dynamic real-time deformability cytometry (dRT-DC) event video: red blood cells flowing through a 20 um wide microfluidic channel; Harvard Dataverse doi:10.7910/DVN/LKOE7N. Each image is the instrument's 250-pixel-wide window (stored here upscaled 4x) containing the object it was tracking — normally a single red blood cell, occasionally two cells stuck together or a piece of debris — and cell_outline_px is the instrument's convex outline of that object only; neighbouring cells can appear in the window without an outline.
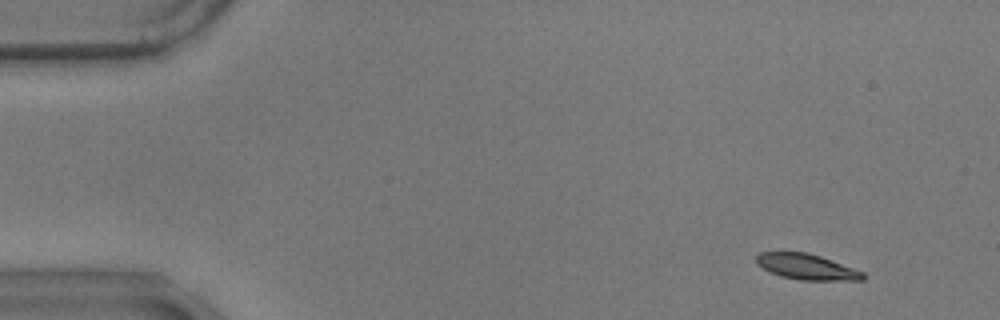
{"species": "common noctule bat (a hibernating species)", "species_latin": "Nyctalus noctula", "temperature_condition": "warm", "stored_images_in_passage": 54, "camera_frame_rate_fps": 3000, "um_per_image_px": 0.085, "animal": {"sex": "male", "body_mass_g": 17.9}, "frame": {"image": 1, "passage_image": 1, "time_ms": 0.0, "image_size_px": [1000, 320], "cell_outline_px": [[864, 280], [800, 280], [780, 276], [756, 264], [756, 256], [760, 252], [808, 252], [832, 260], [864, 272]], "centroid_in_image_um": [68.56, 22.67], "position_along_channel_um": 16.4, "area_um2": 15.84}}
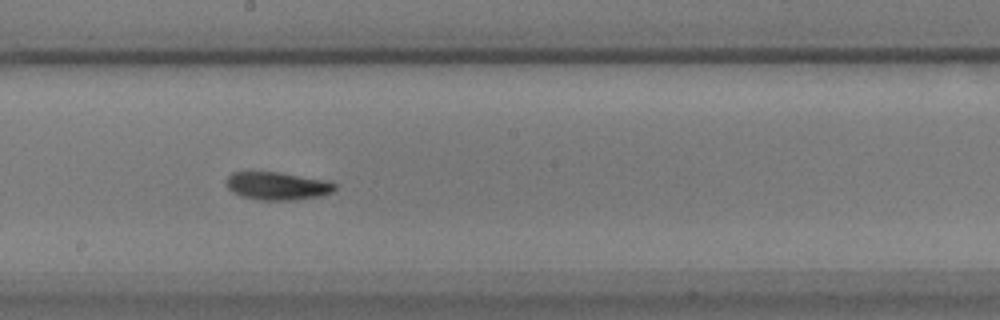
{"frame": {"image": 2, "passage_image": 28, "time_ms": 9.0, "image_size_px": [1000, 320], "cell_outline_px": [[336, 188], [332, 192], [324, 196], [292, 200], [260, 200], [240, 196], [232, 192], [228, 188], [224, 180], [232, 172], [280, 172], [328, 180], [336, 184]], "centroid_in_image_um": [23.58, 15.8], "position_along_channel_um": 224.6, "area_um2": 17.98}}
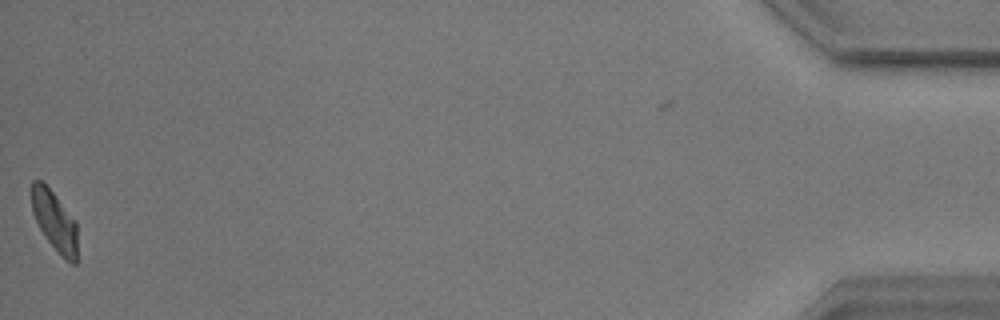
{"frame": {"image": 3, "passage_image": 54, "time_ms": 17.667, "image_size_px": [1000, 320], "cell_outline_px": [[76, 264], [72, 264], [64, 260], [60, 256], [48, 240], [40, 228], [32, 212], [32, 180], [40, 180], [52, 192], [76, 220]], "centroid_in_image_um": [4.65, 18.82], "position_along_channel_um": 430.6, "area_um2": 15.72}, "authors_computed_cell_mechanics": {"area_um2": 16.9065, "velocity_mm_per_s": 3.4758, "shape_relaxation_time_tau1_ms": 5.5317, "shape_relaxation_time_tau2_ms": 8.1838, "deformation_change_tau1": 0.1304, "deformation_change_tau2": 0.1165}}